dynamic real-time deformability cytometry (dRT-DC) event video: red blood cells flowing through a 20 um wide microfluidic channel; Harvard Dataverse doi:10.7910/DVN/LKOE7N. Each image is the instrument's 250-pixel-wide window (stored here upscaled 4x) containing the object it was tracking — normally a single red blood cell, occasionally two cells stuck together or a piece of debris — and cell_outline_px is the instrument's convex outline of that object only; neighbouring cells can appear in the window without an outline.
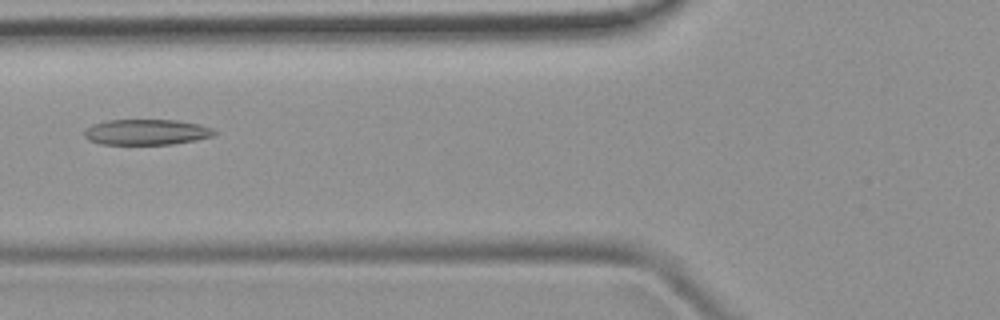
{"species": "common noctule bat (a hibernating species)", "species_latin": "Nyctalus noctula", "temperature_condition": "room temperature", "stored_images_in_passage": 7, "camera_frame_rate_fps": 3000, "um_per_image_px": 0.085, "animal": {"sex": "female", "body_mass_g": 19.9}, "frame": {"image": 1, "passage_image": 5, "time_ms": 5.667, "image_size_px": [1000, 320], "cell_outline_px": [[216, 132], [212, 136], [196, 140], [172, 144], [100, 144], [88, 140], [84, 136], [84, 132], [92, 124], [108, 120], [176, 120], [200, 124], [212, 128]], "centroid_in_image_um": [12.44, 11.22], "position_along_channel_um": 113.4, "area_um2": 19.36}}
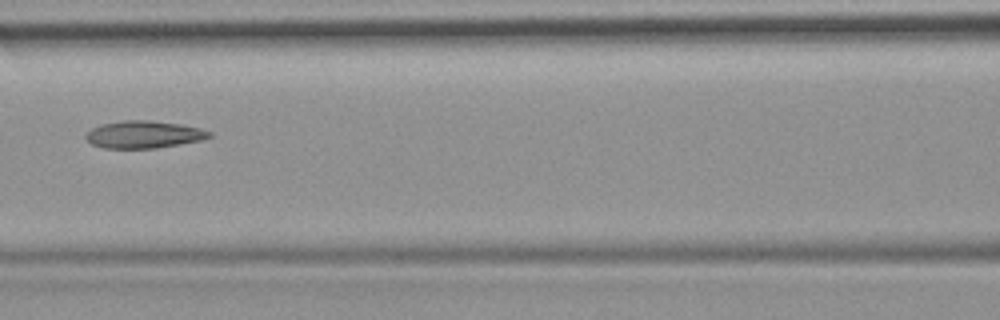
{"frame": {"image": 2, "passage_image": 6, "time_ms": 6.667, "image_size_px": [1000, 320], "cell_outline_px": [[212, 136], [200, 140], [156, 148], [104, 148], [92, 144], [84, 136], [92, 128], [100, 124], [124, 120], [148, 120], [180, 124], [200, 128], [212, 132]], "centroid_in_image_um": [12.21, 11.42], "position_along_channel_um": 154.4, "area_um2": 19.54}}
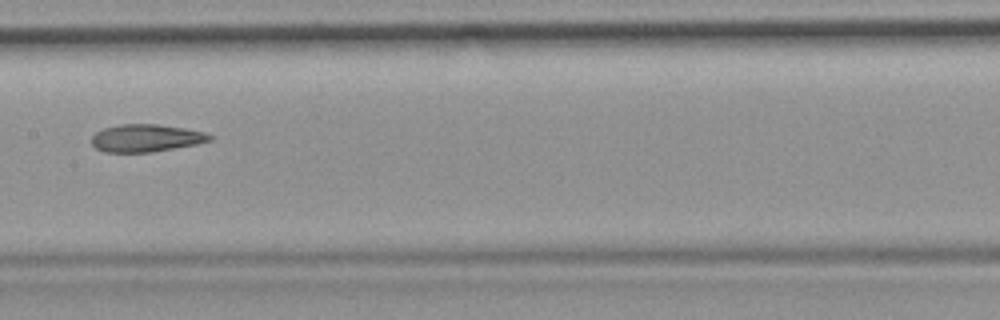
{"frame": {"image": 3, "passage_image": 7, "time_ms": 7.667, "image_size_px": [1000, 320], "cell_outline_px": [[212, 140], [196, 144], [152, 152], [104, 152], [96, 148], [92, 144], [92, 136], [96, 132], [104, 128], [120, 124], [160, 124], [184, 128], [204, 132], [212, 136]], "centroid_in_image_um": [12.4, 11.73], "position_along_channel_um": 195.0, "area_um2": 18.9}}